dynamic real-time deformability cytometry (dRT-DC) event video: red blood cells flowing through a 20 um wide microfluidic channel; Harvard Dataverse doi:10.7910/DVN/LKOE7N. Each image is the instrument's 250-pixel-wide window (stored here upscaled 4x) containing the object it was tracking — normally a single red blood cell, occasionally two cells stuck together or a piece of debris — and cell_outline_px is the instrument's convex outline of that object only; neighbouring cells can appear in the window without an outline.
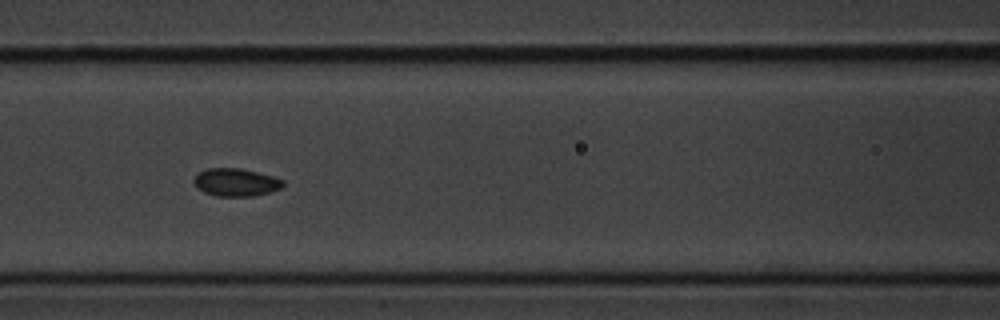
{"species": "common noctule bat (a hibernating species)", "species_latin": "Nyctalus noctula", "temperature_condition": "cold", "stored_images_in_passage": 9, "camera_frame_rate_fps": 3000, "um_per_image_px": 0.085, "animal": {"sex": "male", "body_mass_g": 20.1, "forearm_length_mm": 53.5}, "frame": {"image": 1, "passage_image": 6, "time_ms": 1.667, "image_size_px": [1000, 320], "cell_outline_px": [[284, 184], [280, 188], [268, 192], [252, 196], [216, 196], [204, 192], [196, 188], [192, 180], [200, 172], [208, 168], [240, 168], [272, 176], [284, 180]], "centroid_in_image_um": [20.01, 15.5], "position_along_channel_um": 146.6, "area_um2": 14.33}}
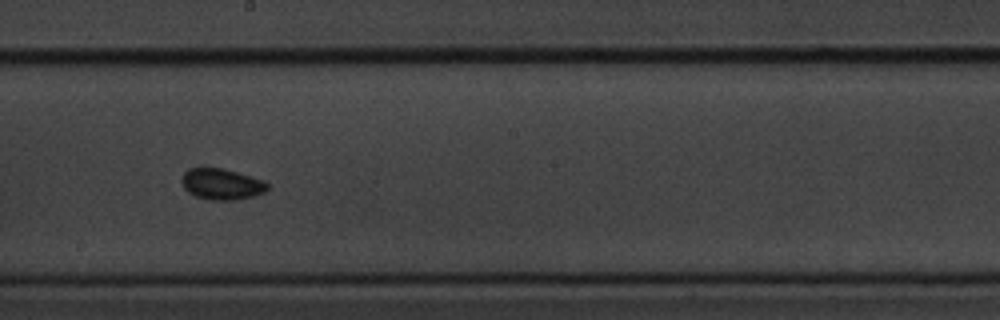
{"frame": {"image": 2, "passage_image": 8, "time_ms": 2.333, "image_size_px": [1000, 320], "cell_outline_px": [[268, 188], [264, 192], [252, 196], [236, 200], [212, 200], [196, 196], [188, 192], [184, 188], [180, 180], [184, 172], [192, 168], [224, 168], [252, 176], [264, 180], [268, 184]], "centroid_in_image_um": [18.84, 15.64], "position_along_channel_um": 229.4, "area_um2": 15.55}}
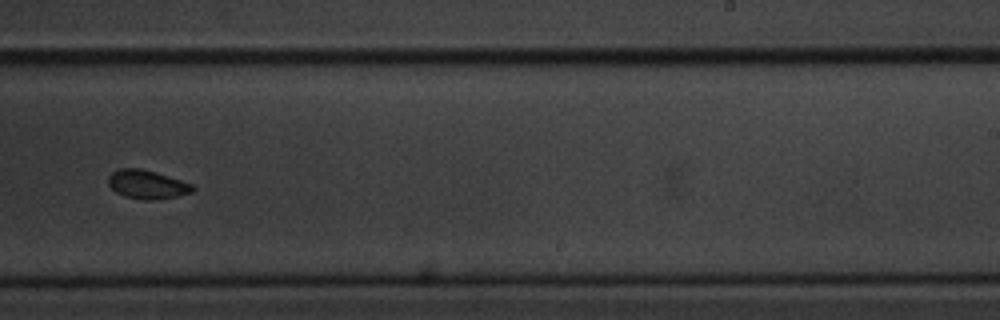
{"frame": {"image": 3, "passage_image": 9, "time_ms": 2.667, "image_size_px": [1000, 320], "cell_outline_px": [[196, 188], [192, 192], [176, 196], [152, 200], [148, 200], [124, 196], [116, 192], [108, 184], [108, 176], [112, 172], [120, 168], [140, 168], [156, 172], [192, 184]], "centroid_in_image_um": [12.49, 15.67], "position_along_channel_um": 276.5, "area_um2": 13.99}}